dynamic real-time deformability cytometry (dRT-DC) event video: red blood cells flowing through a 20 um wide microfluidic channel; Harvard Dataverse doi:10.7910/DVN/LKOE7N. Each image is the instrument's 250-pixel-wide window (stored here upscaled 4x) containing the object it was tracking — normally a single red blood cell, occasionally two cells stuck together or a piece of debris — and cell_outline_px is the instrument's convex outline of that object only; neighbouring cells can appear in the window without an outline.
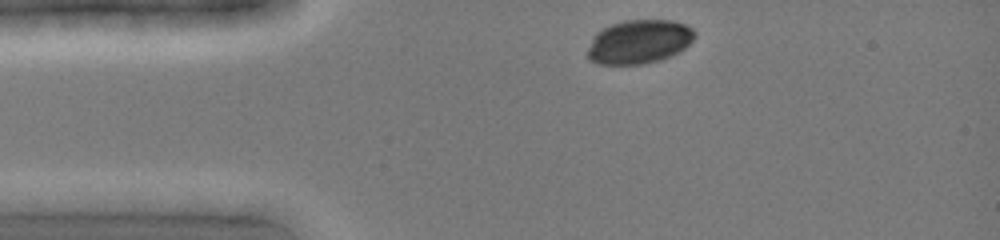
{"species": "common noctule bat (a hibernating species)", "species_latin": "Nyctalus noctula", "temperature_condition": "cold", "stored_images_in_passage": 8, "segment_of_instrument_passage": [1, 2], "camera_frame_rate_fps": 3000, "um_per_image_px": 0.085, "animal": {"sex": "female", "body_mass_g": 19.0, "forearm_length_mm": 51.5}, "frame": {"image": 1, "passage_image": 2, "time_ms": 0.333, "image_size_px": [1000, 240], "cell_outline_px": [[696, 36], [680, 52], [672, 56], [660, 60], [644, 64], [600, 64], [588, 60], [588, 48], [592, 36], [596, 32], [612, 24], [624, 20], [672, 20], [684, 24], [692, 28], [696, 32]], "centroid_in_image_um": [54.32, 3.55], "position_along_channel_um": 30.7, "area_um2": 27.57}}